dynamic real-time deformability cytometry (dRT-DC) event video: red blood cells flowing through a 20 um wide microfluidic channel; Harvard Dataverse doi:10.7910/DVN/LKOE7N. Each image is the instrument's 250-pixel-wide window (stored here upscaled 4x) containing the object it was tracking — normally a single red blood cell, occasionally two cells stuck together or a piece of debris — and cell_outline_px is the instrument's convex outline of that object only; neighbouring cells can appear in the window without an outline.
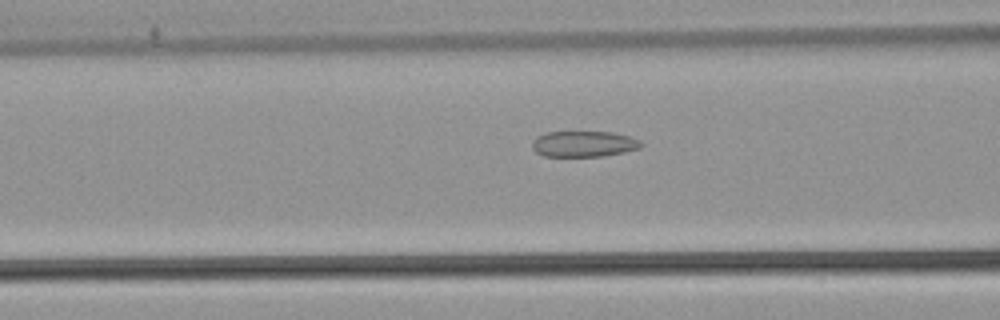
{"species": "common noctule bat (a hibernating species)", "species_latin": "Nyctalus noctula", "temperature_condition": "warm", "stored_images_in_passage": 53, "camera_frame_rate_fps": 3000, "um_per_image_px": 0.085, "animal": {"sex": "male", "body_mass_g": 21.5, "forearm_length_mm": 52.0}, "frame": {"image": 1, "passage_image": 22, "time_ms": 7.0, "image_size_px": [1000, 320], "cell_outline_px": [[644, 144], [640, 148], [624, 152], [604, 156], [544, 156], [536, 152], [532, 148], [532, 140], [536, 136], [548, 132], [612, 132], [628, 136], [640, 140]], "centroid_in_image_um": [49.62, 12.23], "position_along_channel_um": 117.0, "area_um2": 16.47}}
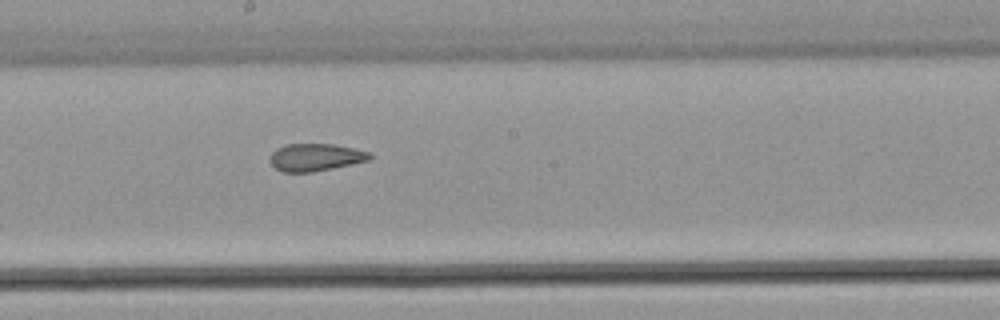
{"frame": {"image": 2, "passage_image": 30, "time_ms": 9.667, "image_size_px": [1000, 320], "cell_outline_px": [[372, 156], [368, 160], [332, 168], [312, 172], [280, 172], [268, 160], [272, 152], [276, 148], [284, 144], [332, 144], [352, 148], [368, 152]], "centroid_in_image_um": [26.74, 13.37], "position_along_channel_um": 221.5, "area_um2": 15.84}}
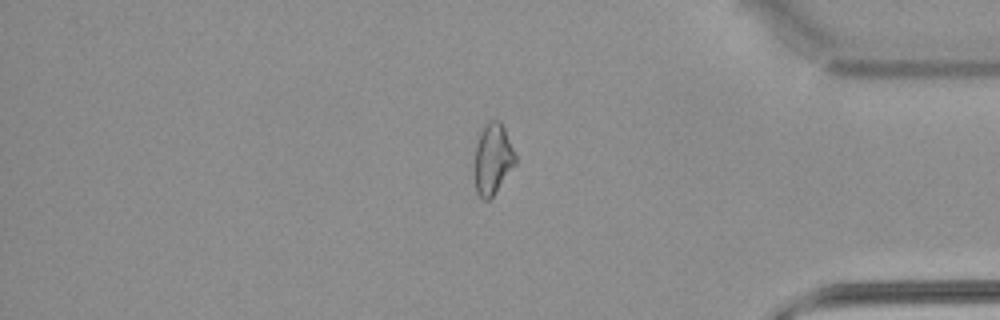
{"frame": {"image": 3, "passage_image": 45, "time_ms": 14.667, "image_size_px": [1000, 320], "cell_outline_px": [[516, 164], [492, 196], [488, 200], [484, 200], [476, 192], [476, 136], [480, 128], [484, 124], [492, 120], [500, 120], [504, 128], [516, 156]], "centroid_in_image_um": [41.88, 13.46], "position_along_channel_um": 393.3, "area_um2": 16.7}, "authors_computed_cell_mechanics": {"area_um2": 18.6694, "velocity_mm_per_s": 3.9089, "shape_relaxation_time_tau1_ms": null, "shape_relaxation_time_tau2_ms": 1.5488, "deformation_change_tau1": null, "deformation_change_tau2": 0.0849}}